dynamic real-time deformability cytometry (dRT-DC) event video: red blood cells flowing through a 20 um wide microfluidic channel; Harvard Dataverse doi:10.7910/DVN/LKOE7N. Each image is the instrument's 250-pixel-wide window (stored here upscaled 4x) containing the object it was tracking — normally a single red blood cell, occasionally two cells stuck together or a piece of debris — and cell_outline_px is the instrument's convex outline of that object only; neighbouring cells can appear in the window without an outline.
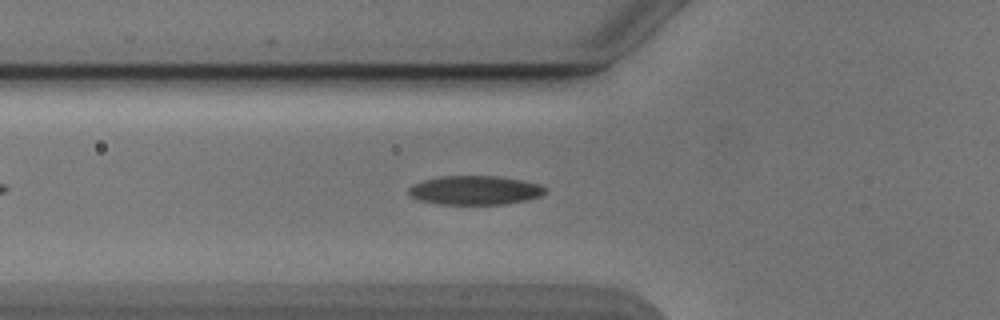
{"species": "Egyptian fruit bat (a non-hibernating species)", "species_latin": "Rousettus aegyptiacus", "temperature_condition": "cold", "stored_images_in_passage": 38, "camera_frame_rate_fps": 3000, "um_per_image_px": 0.085, "animal": {"sex": "male"}, "frame": {"image": 1, "passage_image": 8, "time_ms": 2.333, "image_size_px": [1000, 320], "cell_outline_px": [[548, 192], [540, 196], [528, 200], [504, 204], [436, 204], [420, 200], [412, 196], [408, 192], [408, 188], [412, 184], [424, 180], [440, 176], [496, 176], [524, 180], [540, 184], [548, 188]], "centroid_in_image_um": [40.42, 16.17], "position_along_channel_um": 85.4, "area_um2": 23.29}}
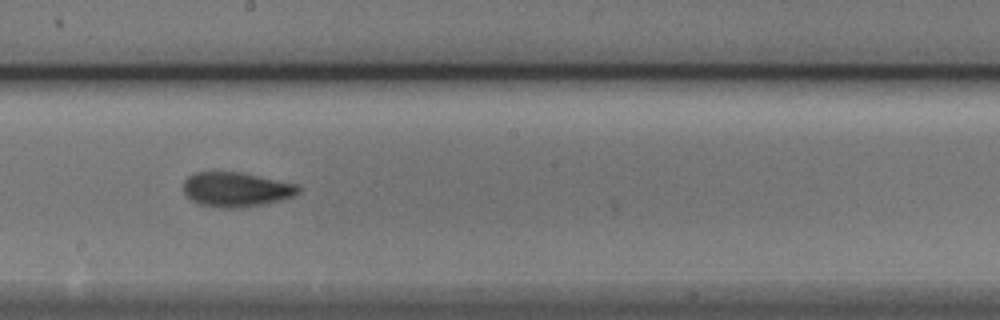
{"frame": {"image": 2, "passage_image": 19, "time_ms": 6.0, "image_size_px": [1000, 320], "cell_outline_px": [[300, 192], [292, 196], [280, 200], [248, 208], [224, 208], [200, 204], [192, 200], [184, 192], [184, 180], [188, 176], [196, 172], [240, 172], [296, 184], [300, 188]], "centroid_in_image_um": [20.07, 16.11], "position_along_channel_um": 228.1, "area_um2": 23.06}}
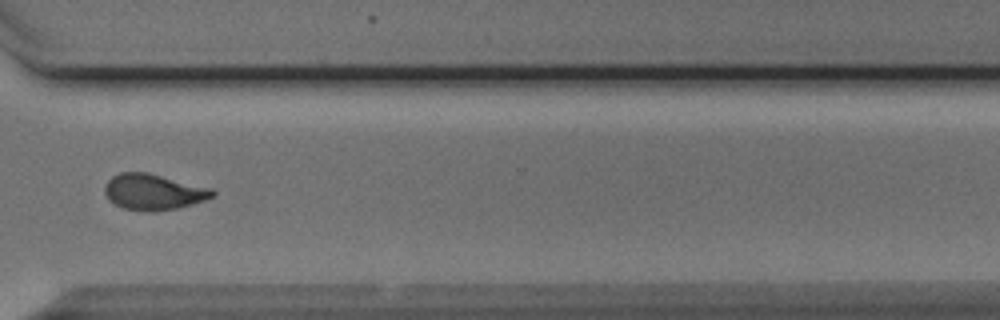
{"frame": {"image": 3, "passage_image": 29, "time_ms": 9.333, "image_size_px": [1000, 320], "cell_outline_px": [[216, 192], [212, 196], [204, 200], [192, 204], [176, 208], [156, 212], [144, 212], [124, 208], [108, 200], [104, 192], [104, 188], [108, 180], [112, 176], [120, 172], [148, 172], [212, 188]], "centroid_in_image_um": [13.02, 16.31], "position_along_channel_um": 357.6, "area_um2": 22.66}, "authors_computed_cell_mechanics": {"area_um2": 22.6287, "velocity_mm_per_s": 3.8781, "shape_relaxation_time_tau1_ms": 3.4286, "shape_relaxation_time_tau2_ms": 1.7055, "deformation_change_tau1": 0.1375, "deformation_change_tau2": 0.0741}}